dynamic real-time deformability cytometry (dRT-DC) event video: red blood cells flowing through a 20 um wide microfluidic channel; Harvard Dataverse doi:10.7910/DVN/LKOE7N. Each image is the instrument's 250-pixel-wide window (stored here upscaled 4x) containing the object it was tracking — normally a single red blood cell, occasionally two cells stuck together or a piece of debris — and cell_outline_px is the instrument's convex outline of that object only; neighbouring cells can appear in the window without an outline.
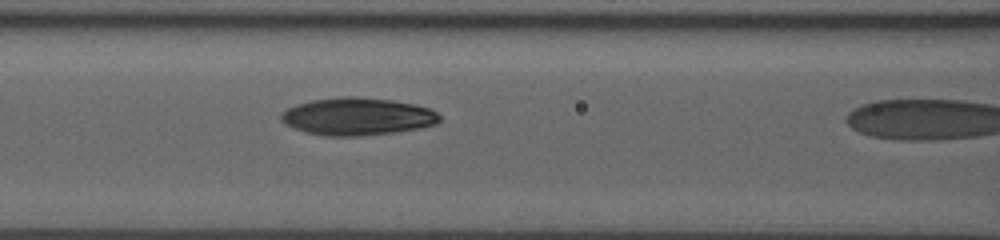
{"species": "human", "species_latin": "Homo sapiens", "temperature_condition": "room temperature", "stored_images_in_passage": 8, "segment_of_instrument_passage": [1, 2], "camera_frame_rate_fps": 3000, "um_per_image_px": 0.085, "donor": {"sex": "male"}, "frame": {"image": 1, "passage_image": 7, "time_ms": 2.0, "image_size_px": [1000, 240], "cell_outline_px": [[440, 120], [436, 124], [420, 128], [392, 132], [360, 136], [328, 136], [304, 132], [292, 128], [280, 120], [280, 112], [296, 104], [312, 100], [344, 96], [356, 96], [392, 100], [416, 104], [428, 108], [436, 112], [440, 116]], "centroid_in_image_um": [30.35, 9.9], "position_along_channel_um": 136.3, "area_um2": 34.8}}